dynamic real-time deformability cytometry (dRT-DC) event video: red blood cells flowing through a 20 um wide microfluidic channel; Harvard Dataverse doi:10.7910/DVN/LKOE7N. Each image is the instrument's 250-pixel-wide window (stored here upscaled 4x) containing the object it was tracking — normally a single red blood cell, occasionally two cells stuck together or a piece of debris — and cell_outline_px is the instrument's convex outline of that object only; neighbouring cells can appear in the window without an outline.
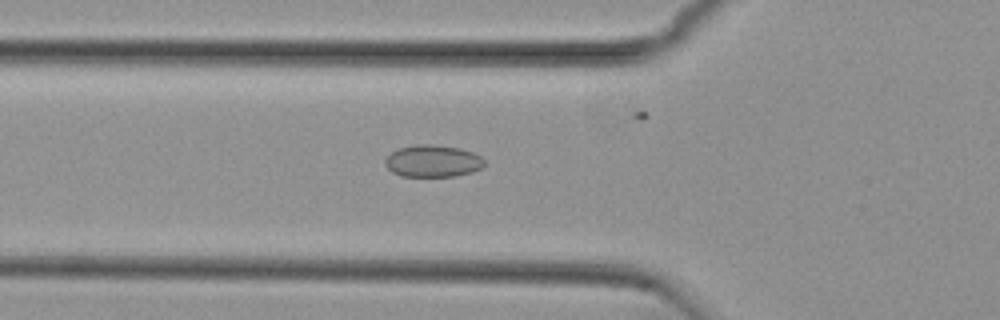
{"species": "common noctule bat (a hibernating species)", "species_latin": "Nyctalus noctula", "temperature_condition": "cold", "stored_images_in_passage": 43, "camera_frame_rate_fps": 3000, "um_per_image_px": 0.085, "animal": {"sex": "female", "body_mass_g": 29.2, "forearm_length_mm": 56.3}, "frame": {"image": 1, "passage_image": 8, "time_ms": 2.333, "image_size_px": [1000, 320], "cell_outline_px": [[484, 164], [480, 168], [472, 172], [456, 176], [400, 176], [392, 172], [384, 164], [384, 160], [392, 152], [400, 148], [416, 144], [432, 144], [460, 148], [472, 152], [480, 156], [484, 160]], "centroid_in_image_um": [36.77, 13.69], "position_along_channel_um": 89.0, "area_um2": 18.5}}
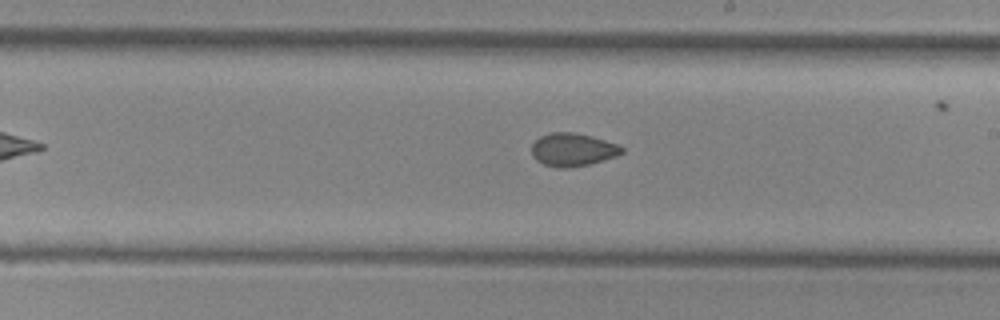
{"frame": {"image": 2, "passage_image": 20, "time_ms": 6.333, "image_size_px": [1000, 320], "cell_outline_px": [[624, 152], [616, 156], [588, 164], [568, 168], [556, 168], [544, 164], [536, 160], [532, 156], [532, 144], [540, 136], [552, 132], [572, 132], [592, 136], [620, 144], [624, 148]], "centroid_in_image_um": [48.69, 12.72], "position_along_channel_um": 240.3, "area_um2": 17.46}}
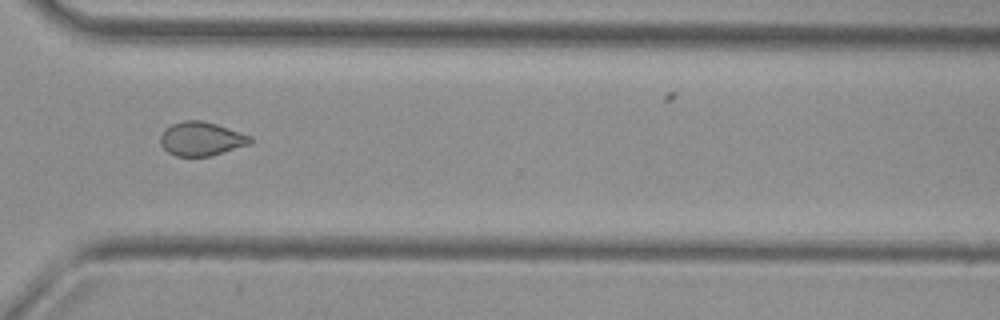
{"frame": {"image": 3, "passage_image": 29, "time_ms": 9.333, "image_size_px": [1000, 320], "cell_outline_px": [[252, 144], [208, 156], [176, 156], [168, 152], [160, 144], [160, 136], [172, 124], [184, 120], [200, 120], [216, 124], [252, 136]], "centroid_in_image_um": [17.13, 11.8], "position_along_channel_um": 353.5, "area_um2": 17.57}, "authors_computed_cell_mechanics": {"area_um2": 17.8602, "velocity_mm_per_s": 3.7731, "shape_relaxation_time_tau1_ms": null, "shape_relaxation_time_tau2_ms": 3.2437, "deformation_change_tau1": null, "deformation_change_tau2": 0.0694}}